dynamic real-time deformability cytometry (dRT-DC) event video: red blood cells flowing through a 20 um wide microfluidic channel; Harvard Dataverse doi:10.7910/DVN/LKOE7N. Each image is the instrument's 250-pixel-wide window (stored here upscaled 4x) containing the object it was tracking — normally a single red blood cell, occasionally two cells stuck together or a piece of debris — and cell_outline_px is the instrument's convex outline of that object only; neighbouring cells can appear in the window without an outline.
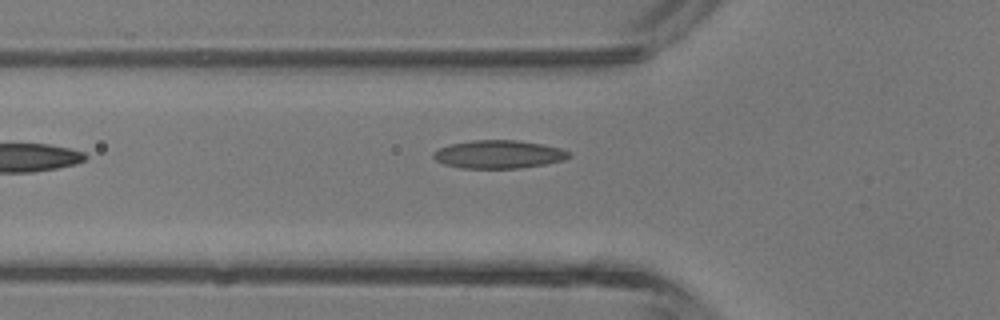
{"species": "common noctule bat (a hibernating species)", "species_latin": "Nyctalus noctula", "temperature_condition": "room temperature", "stored_images_in_passage": 5, "camera_frame_rate_fps": 3000, "um_per_image_px": 0.085, "animal": {"sex": "male", "body_mass_g": 13.3}, "frame": {"image": 1, "passage_image": 5, "time_ms": 4.333, "image_size_px": [1000, 320], "cell_outline_px": [[572, 156], [564, 160], [544, 164], [520, 168], [460, 168], [444, 164], [436, 160], [432, 156], [432, 152], [448, 144], [472, 140], [516, 140], [540, 144], [560, 148], [572, 152]], "centroid_in_image_um": [42.38, 13.12], "position_along_channel_um": 83.4, "area_um2": 22.31}}